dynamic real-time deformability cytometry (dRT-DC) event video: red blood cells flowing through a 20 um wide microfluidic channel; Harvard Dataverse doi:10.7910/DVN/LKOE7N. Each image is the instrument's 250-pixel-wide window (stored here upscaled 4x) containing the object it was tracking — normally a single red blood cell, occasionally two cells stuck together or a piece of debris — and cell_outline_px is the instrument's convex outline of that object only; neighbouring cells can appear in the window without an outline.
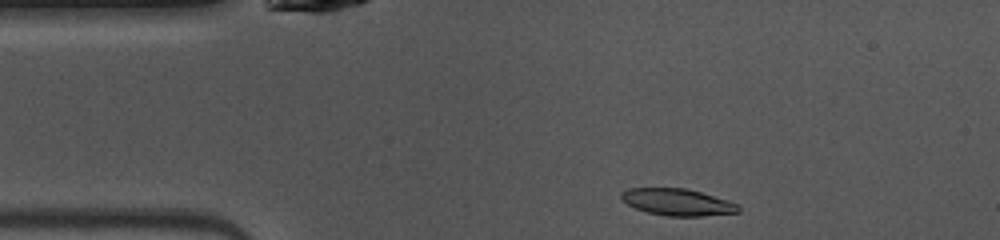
{"species": "common noctule bat (a hibernating species)", "species_latin": "Nyctalus noctula", "temperature_condition": "warm", "stored_images_in_passage": 41, "camera_frame_rate_fps": 3000, "um_per_image_px": 0.085, "animal": {"sex": "female", "body_mass_g": 10.0, "forearm_length_mm": 53.1}, "frame": {"image": 1, "passage_image": 1, "time_ms": 0.0, "image_size_px": [1000, 240], "cell_outline_px": [[740, 212], [704, 216], [668, 216], [648, 212], [636, 208], [620, 200], [620, 192], [628, 188], [684, 188], [700, 192], [728, 200], [736, 204], [740, 208]], "centroid_in_image_um": [57.56, 17.18], "position_along_channel_um": 27.4, "area_um2": 18.26}}
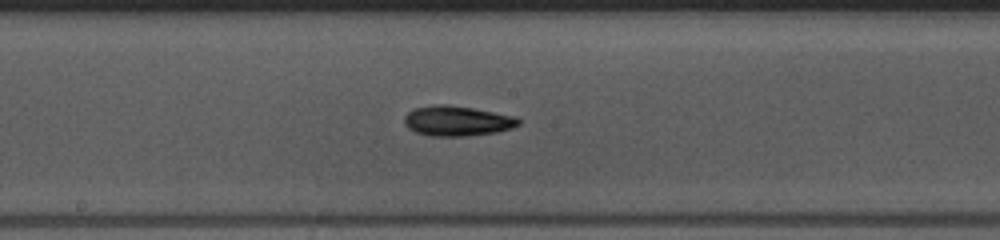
{"frame": {"image": 2, "passage_image": 17, "time_ms": 5.333, "image_size_px": [1000, 240], "cell_outline_px": [[520, 124], [512, 128], [496, 132], [468, 136], [428, 136], [416, 132], [408, 128], [404, 124], [404, 116], [412, 108], [432, 104], [448, 104], [472, 108], [516, 116], [520, 120]], "centroid_in_image_um": [38.82, 10.27], "position_along_channel_um": 209.4, "area_um2": 20.29}}
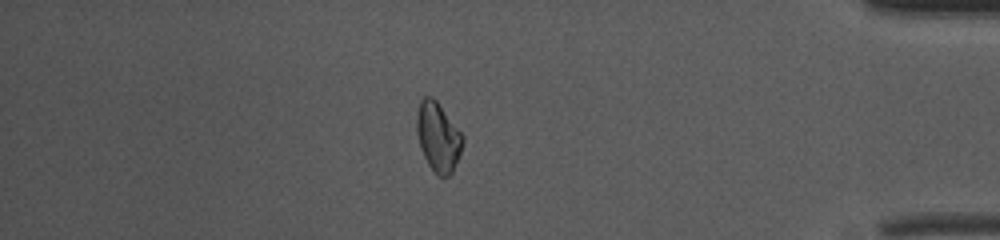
{"frame": {"image": 3, "passage_image": 34, "time_ms": 11.0, "image_size_px": [1000, 240], "cell_outline_px": [[464, 140], [460, 152], [452, 172], [448, 176], [436, 176], [428, 164], [420, 148], [416, 132], [416, 112], [420, 100], [424, 96], [432, 96], [436, 100], [464, 136]], "centroid_in_image_um": [37.21, 11.62], "position_along_channel_um": 398.0, "area_um2": 18.61}, "authors_computed_cell_mechanics": {"area_um2": 18.6116, "velocity_mm_per_s": 4.0655, "shape_relaxation_time_tau1_ms": 3.9776, "shape_relaxation_time_tau2_ms": null, "deformation_change_tau1": 0.1445, "deformation_change_tau2": null}}